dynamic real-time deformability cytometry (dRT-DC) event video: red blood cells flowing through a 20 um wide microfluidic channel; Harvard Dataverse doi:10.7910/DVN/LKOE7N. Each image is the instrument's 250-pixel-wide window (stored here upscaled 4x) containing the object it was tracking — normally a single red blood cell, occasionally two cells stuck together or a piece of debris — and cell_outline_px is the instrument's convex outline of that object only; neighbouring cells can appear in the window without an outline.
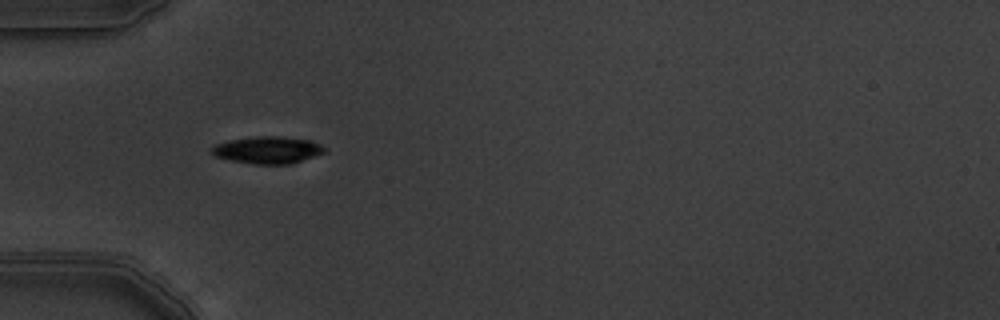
{"species": "common noctule bat (a hibernating species)", "species_latin": "Nyctalus noctula", "temperature_condition": "warm", "stored_images_in_passage": 3, "camera_frame_rate_fps": 3000, "um_per_image_px": 0.085, "animal": {"sex": "male", "body_mass_g": 19.5, "forearm_length_mm": 54.6}, "frame": {"image": 1, "passage_image": 1, "time_ms": 0.0, "image_size_px": [1000, 320], "cell_outline_px": [[324, 152], [292, 164], [256, 164], [232, 160], [216, 156], [208, 148], [216, 144], [228, 140], [260, 136], [280, 136], [312, 140], [320, 144], [324, 148]], "centroid_in_image_um": [22.74, 12.74], "position_along_channel_um": 62.3, "area_um2": 17.69}}